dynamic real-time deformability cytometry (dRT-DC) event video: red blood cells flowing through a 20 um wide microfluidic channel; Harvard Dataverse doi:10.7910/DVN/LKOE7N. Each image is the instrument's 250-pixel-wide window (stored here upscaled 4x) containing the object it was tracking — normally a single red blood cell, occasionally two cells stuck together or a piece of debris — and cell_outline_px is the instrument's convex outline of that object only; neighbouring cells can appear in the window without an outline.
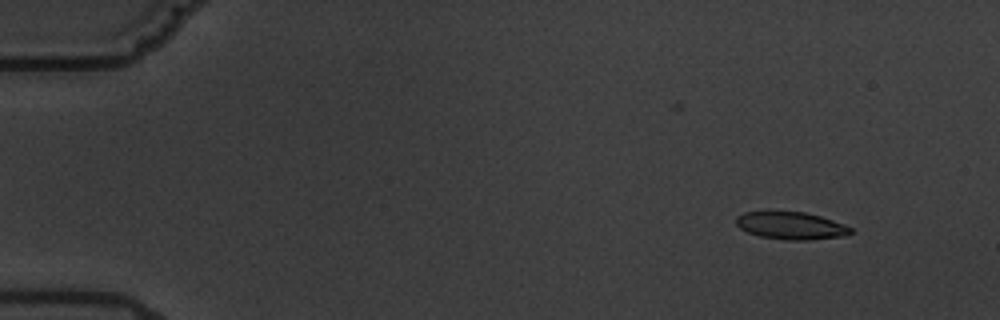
{"species": "common noctule bat (a hibernating species)", "species_latin": "Nyctalus noctula", "temperature_condition": "warm", "stored_images_in_passage": 5, "camera_frame_rate_fps": 3000, "um_per_image_px": 0.085, "animal": {"sex": "male", "body_mass_g": 19.5, "forearm_length_mm": 54.6}, "frame": {"image": 1, "passage_image": 1, "time_ms": 0.0, "image_size_px": [1000, 320], "cell_outline_px": [[852, 232], [844, 236], [808, 240], [784, 240], [760, 236], [748, 232], [740, 228], [736, 224], [736, 216], [744, 212], [804, 212], [820, 216], [844, 224], [852, 228]], "centroid_in_image_um": [67.24, 19.19], "position_along_channel_um": 17.8, "area_um2": 18.21}}